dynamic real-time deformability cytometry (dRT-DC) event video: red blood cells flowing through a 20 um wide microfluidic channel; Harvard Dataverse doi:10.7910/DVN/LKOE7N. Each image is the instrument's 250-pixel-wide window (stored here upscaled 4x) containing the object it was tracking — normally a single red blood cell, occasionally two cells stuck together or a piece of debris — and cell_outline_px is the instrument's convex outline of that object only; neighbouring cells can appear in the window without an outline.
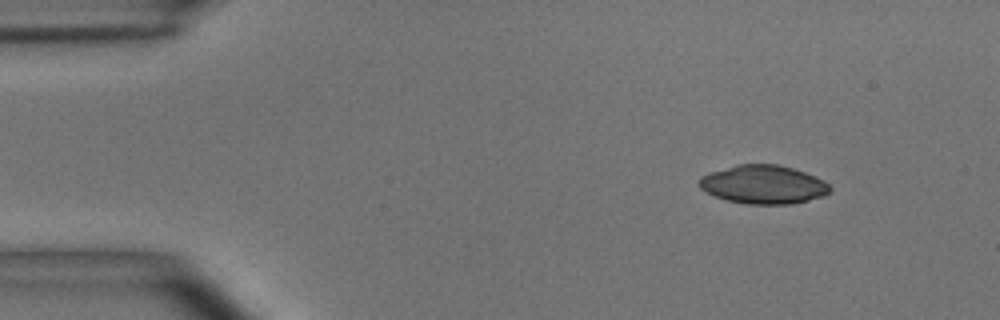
{"species": "common noctule bat (a hibernating species)", "species_latin": "Nyctalus noctula", "temperature_condition": "room temperature", "stored_images_in_passage": 46, "camera_frame_rate_fps": 3000, "um_per_image_px": 0.085, "animal": {"sex": "male", "body_mass_g": 15.6}, "frame": {"image": 1, "passage_image": 1, "time_ms": 0.0, "image_size_px": [1000, 320], "cell_outline_px": [[832, 192], [808, 200], [792, 204], [748, 204], [728, 200], [716, 196], [700, 188], [696, 184], [696, 180], [700, 176], [708, 172], [736, 164], [776, 164], [792, 168], [816, 176], [824, 180], [832, 188]], "centroid_in_image_um": [64.86, 15.67], "position_along_channel_um": 20.1, "area_um2": 29.59}}
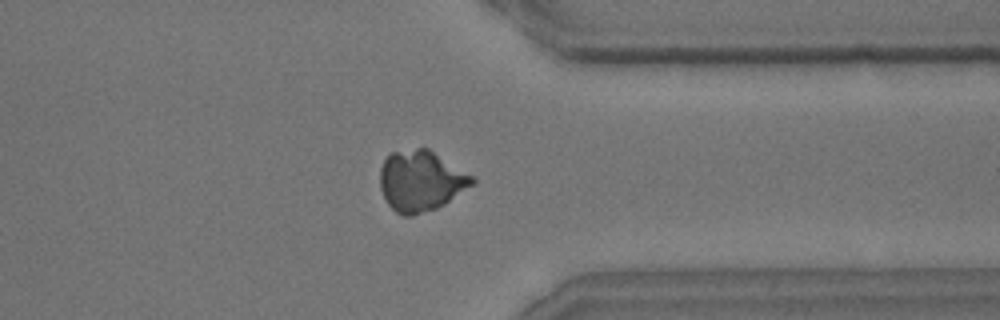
{"frame": {"image": 2, "passage_image": 37, "time_ms": 12.0, "image_size_px": [1000, 320], "cell_outline_px": [[476, 184], [444, 204], [436, 208], [412, 216], [404, 216], [396, 212], [388, 204], [380, 188], [380, 168], [384, 160], [392, 152], [416, 148], [428, 148], [472, 176], [476, 180]], "centroid_in_image_um": [35.78, 15.38], "position_along_channel_um": 375.6, "area_um2": 32.48}}
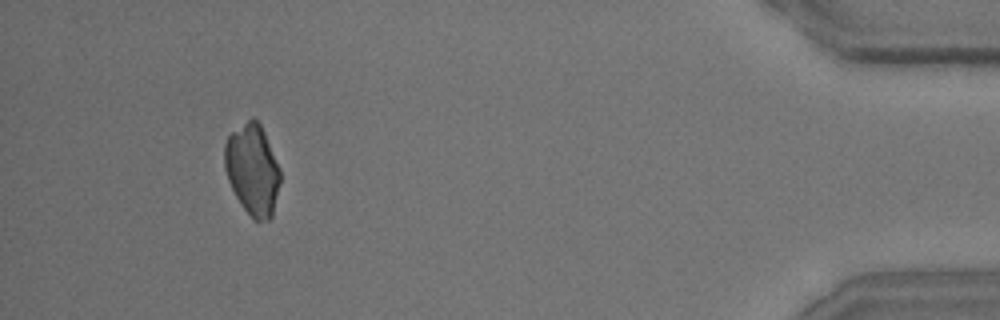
{"frame": {"image": 3, "passage_image": 45, "time_ms": 14.667, "image_size_px": [1000, 320], "cell_outline_px": [[280, 180], [272, 216], [268, 220], [256, 220], [244, 208], [236, 196], [228, 180], [224, 168], [224, 144], [228, 136], [232, 132], [252, 116], [260, 124], [264, 132], [280, 168]], "centroid_in_image_um": [21.45, 14.39], "position_along_channel_um": 413.7, "area_um2": 29.13}}